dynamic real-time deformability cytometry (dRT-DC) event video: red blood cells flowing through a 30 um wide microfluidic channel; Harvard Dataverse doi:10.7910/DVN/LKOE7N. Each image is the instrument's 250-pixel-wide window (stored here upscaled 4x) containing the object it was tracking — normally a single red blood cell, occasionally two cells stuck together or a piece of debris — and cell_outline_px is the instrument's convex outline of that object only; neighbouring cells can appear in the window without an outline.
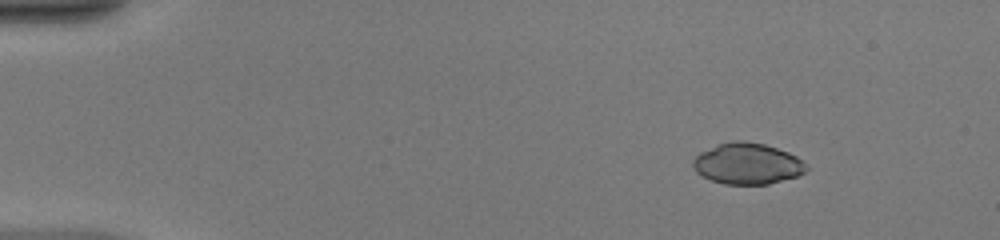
{"species": "common noctule bat (a hibernating species)", "species_latin": "Nyctalus noctula", "temperature_condition": "warm", "stored_images_in_passage": 44, "camera_frame_rate_fps": 3000, "um_per_image_px": 0.085, "animal": {"sex": "female", "body_mass_g": 20.0, "forearm_length_mm": 54.0}, "frame": {"image": 1, "passage_image": 1, "time_ms": 0.0, "image_size_px": [1000, 240], "cell_outline_px": [[808, 168], [804, 172], [796, 176], [768, 184], [724, 184], [712, 180], [696, 172], [692, 164], [692, 160], [700, 152], [716, 144], [732, 140], [740, 140], [764, 144], [788, 152], [796, 156], [808, 164]], "centroid_in_image_um": [63.52, 13.9], "position_along_channel_um": 21.5, "area_um2": 27.17}}
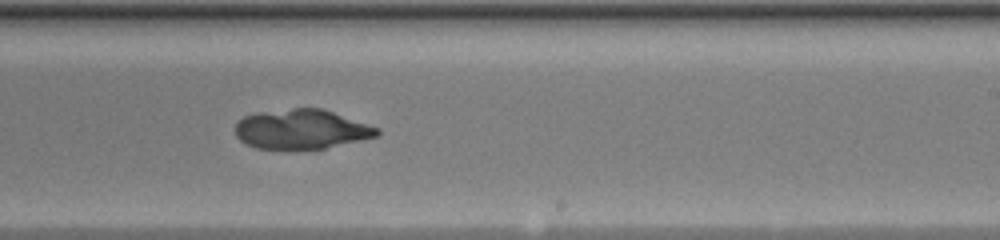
{"frame": {"image": 2, "passage_image": 26, "time_ms": 8.333, "image_size_px": [1000, 240], "cell_outline_px": [[380, 136], [324, 148], [256, 148], [240, 140], [236, 136], [236, 124], [244, 116], [256, 112], [292, 108], [324, 108], [380, 128]], "centroid_in_image_um": [25.67, 10.96], "position_along_channel_um": 263.3, "area_um2": 32.66}}
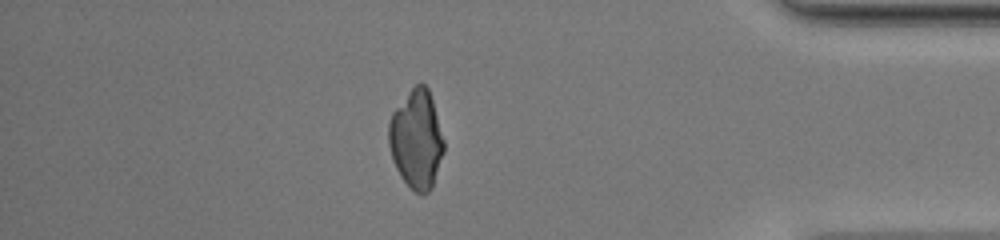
{"frame": {"image": 3, "passage_image": 38, "time_ms": 12.333, "image_size_px": [1000, 240], "cell_outline_px": [[444, 152], [432, 188], [424, 196], [420, 196], [400, 176], [392, 160], [388, 144], [388, 124], [392, 112], [408, 92], [416, 84], [424, 84], [428, 88], [432, 100], [444, 140]], "centroid_in_image_um": [35.39, 11.88], "position_along_channel_um": 399.8, "area_um2": 31.73}}